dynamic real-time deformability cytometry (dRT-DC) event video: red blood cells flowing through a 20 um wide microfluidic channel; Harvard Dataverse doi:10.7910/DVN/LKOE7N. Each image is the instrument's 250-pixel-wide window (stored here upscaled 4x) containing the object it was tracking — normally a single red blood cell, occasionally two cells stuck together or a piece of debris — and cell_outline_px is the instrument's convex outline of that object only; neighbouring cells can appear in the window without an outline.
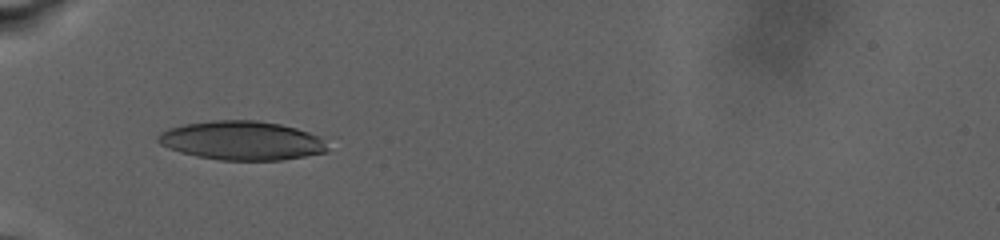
{"species": "human", "species_latin": "Homo sapiens", "temperature_condition": "warm", "stored_images_in_passage": 93, "camera_frame_rate_fps": 3000, "um_per_image_px": 0.085, "donor": {"sex": "male"}, "frame": {"image": 1, "passage_image": 1, "time_ms": 0.0, "image_size_px": [1000, 240], "cell_outline_px": [[328, 152], [280, 160], [220, 160], [196, 156], [180, 152], [168, 148], [160, 144], [156, 140], [156, 136], [160, 132], [168, 128], [184, 124], [212, 120], [256, 120], [280, 124], [296, 128], [324, 136], [328, 140]], "centroid_in_image_um": [20.59, 11.94], "position_along_channel_um": 64.4, "area_um2": 39.02}}
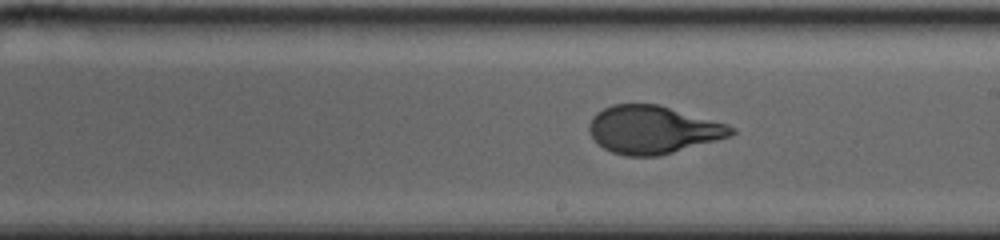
{"frame": {"image": 2, "passage_image": 43, "time_ms": 7.0, "image_size_px": [1000, 240], "cell_outline_px": [[736, 132], [728, 136], [716, 140], [660, 156], [628, 156], [612, 152], [604, 148], [588, 132], [588, 124], [592, 116], [596, 112], [612, 104], [660, 104], [728, 124], [736, 128]], "centroid_in_image_um": [55.49, 11.01], "position_along_channel_um": 233.5, "area_um2": 39.71}}
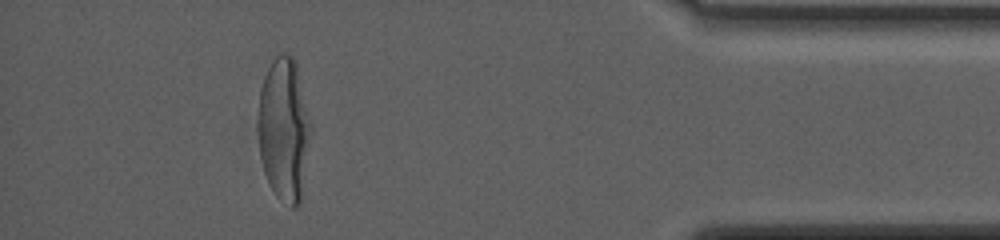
{"frame": {"image": 3, "passage_image": 79, "time_ms": 15.333, "image_size_px": [1000, 240], "cell_outline_px": [[312, 132], [300, 204], [296, 208], [292, 208], [280, 200], [276, 196], [264, 172], [260, 156], [260, 88], [264, 76], [272, 60], [280, 52], [284, 52], [292, 56], [296, 60], [312, 124]], "centroid_in_image_um": [24.19, 10.98], "position_along_channel_um": 411.0, "area_um2": 44.16}, "authors_computed_cell_mechanics": {"area_um2": 40.1132, "velocity_mm_per_s": 2.5814, "shape_relaxation_time_tau1_ms": 7.0168, "shape_relaxation_time_tau2_ms": null, "deformation_change_tau1": 0.264, "deformation_change_tau2": null}}